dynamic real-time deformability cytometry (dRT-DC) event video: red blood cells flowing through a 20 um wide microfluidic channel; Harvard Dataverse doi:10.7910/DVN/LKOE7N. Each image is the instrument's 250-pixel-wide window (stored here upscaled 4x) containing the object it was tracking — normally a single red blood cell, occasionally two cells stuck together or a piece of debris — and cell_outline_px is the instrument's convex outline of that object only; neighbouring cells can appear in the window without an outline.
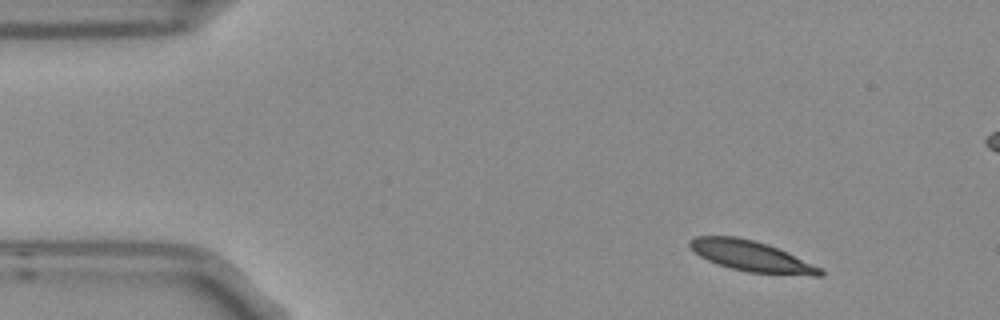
{"species": "Egyptian fruit bat (a non-hibernating species)", "species_latin": "Rousettus aegyptiacus", "temperature_condition": "room temperature", "stored_images_in_passage": 4, "segment_of_instrument_passage": [1, 2], "camera_frame_rate_fps": 3000, "um_per_image_px": 0.085, "frame": {"image": 1, "passage_image": 1, "time_ms": 0.0, "image_size_px": [1000, 320], "cell_outline_px": [[824, 276], [812, 276], [748, 272], [732, 268], [708, 260], [700, 256], [688, 244], [688, 240], [696, 236], [736, 236], [768, 244], [812, 264], [820, 268], [824, 272]], "centroid_in_image_um": [63.86, 21.77], "position_along_channel_um": 21.1, "area_um2": 22.83}}